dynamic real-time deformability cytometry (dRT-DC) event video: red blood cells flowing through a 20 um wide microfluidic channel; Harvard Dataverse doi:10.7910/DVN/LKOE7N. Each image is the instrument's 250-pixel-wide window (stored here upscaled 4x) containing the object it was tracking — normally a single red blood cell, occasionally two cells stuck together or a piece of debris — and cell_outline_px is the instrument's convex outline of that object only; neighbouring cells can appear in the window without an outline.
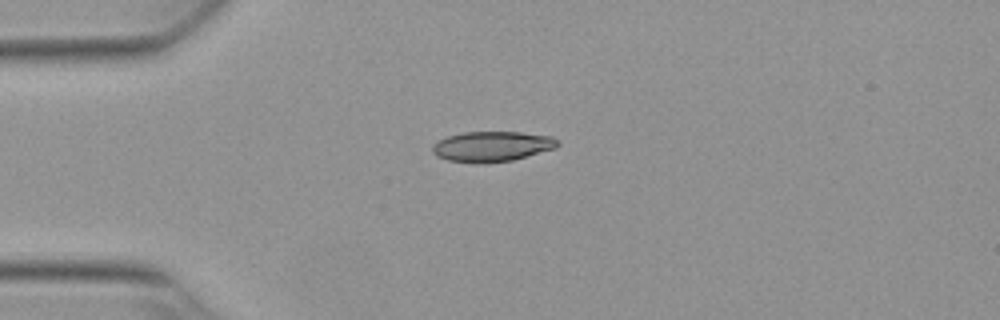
{"species": "Egyptian fruit bat (a non-hibernating species)", "species_latin": "Rousettus aegyptiacus", "temperature_condition": "warm", "stored_images_in_passage": 26, "camera_frame_rate_fps": 3000, "um_per_image_px": 0.085, "animal": {"sex": "female"}, "frame": {"image": 1, "passage_image": 1, "time_ms": 0.0, "image_size_px": [1000, 320], "cell_outline_px": [[560, 144], [556, 148], [512, 160], [484, 164], [476, 164], [448, 160], [436, 156], [432, 152], [432, 144], [436, 140], [448, 136], [464, 132], [520, 132], [552, 136]], "centroid_in_image_um": [41.78, 12.45], "position_along_channel_um": 43.2, "area_um2": 22.31}}
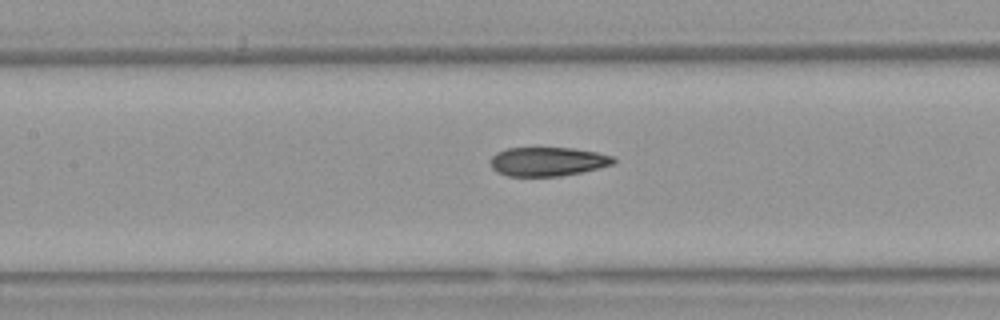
{"frame": {"image": 2, "passage_image": 12, "time_ms": 3.667, "image_size_px": [1000, 320], "cell_outline_px": [[616, 160], [612, 164], [580, 172], [560, 176], [508, 176], [496, 172], [492, 168], [492, 156], [496, 152], [508, 148], [572, 148], [596, 152], [612, 156]], "centroid_in_image_um": [46.52, 13.73], "position_along_channel_um": 160.9, "area_um2": 20.52}}
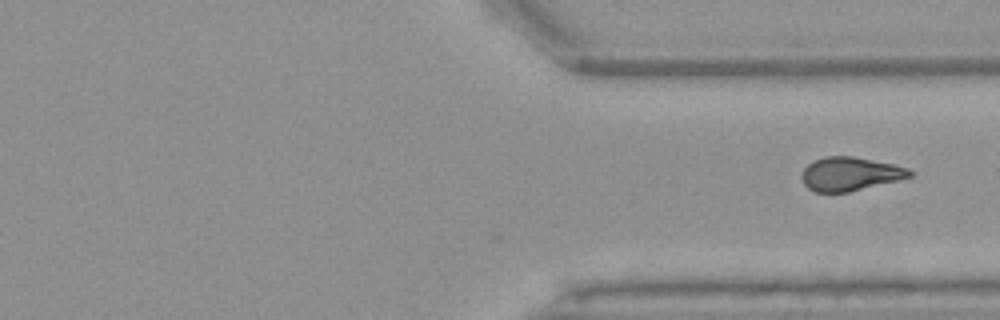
{"frame": {"image": 3, "passage_image": 26, "time_ms": 8.333, "image_size_px": [1000, 320], "cell_outline_px": [[912, 176], [848, 192], [816, 192], [808, 188], [804, 184], [800, 176], [800, 172], [812, 160], [824, 156], [852, 156], [896, 164], [908, 168], [912, 172]], "centroid_in_image_um": [72.21, 14.76], "position_along_channel_um": 339.2, "area_um2": 21.21}}